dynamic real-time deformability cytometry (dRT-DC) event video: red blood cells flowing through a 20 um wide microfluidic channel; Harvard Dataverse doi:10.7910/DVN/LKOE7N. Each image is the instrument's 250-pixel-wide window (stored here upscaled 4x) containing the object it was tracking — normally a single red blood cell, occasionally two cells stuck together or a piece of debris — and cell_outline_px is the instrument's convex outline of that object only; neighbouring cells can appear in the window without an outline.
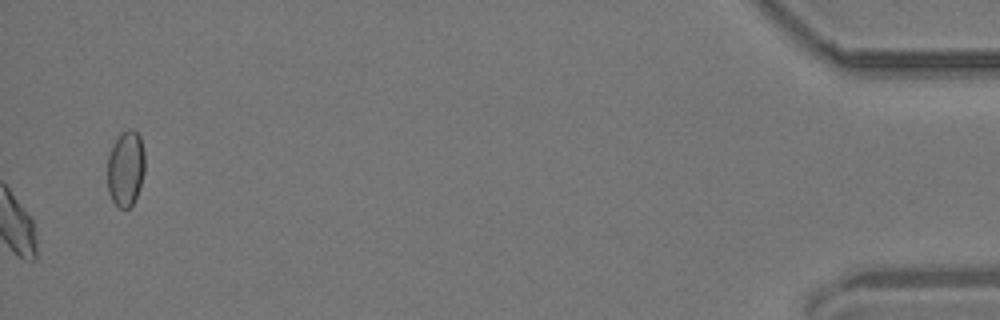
{"species": "common noctule bat (a hibernating species)", "species_latin": "Nyctalus noctula", "temperature_condition": "room temperature", "stored_images_in_passage": 53, "camera_frame_rate_fps": 3000, "um_per_image_px": 0.085, "animal": {"sex": "male", "body_mass_g": 19.2, "forearm_length_mm": 51.8}, "frame": {"image": 1, "passage_image": 53, "time_ms": 17.333, "image_size_px": [1000, 320], "cell_outline_px": [[144, 172], [136, 196], [132, 204], [128, 208], [120, 208], [112, 200], [108, 192], [108, 156], [120, 132], [128, 128], [132, 128], [140, 136], [144, 152]], "centroid_in_image_um": [10.68, 14.29], "position_along_channel_um": 424.5, "area_um2": 16.36}, "authors_computed_cell_mechanics": {"area_um2": 17.1088, "velocity_mm_per_s": 3.7041, "shape_relaxation_time_tau1_ms": null, "shape_relaxation_time_tau2_ms": 3.7, "deformation_change_tau1": null, "deformation_change_tau2": 0.0782}}